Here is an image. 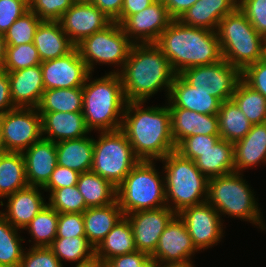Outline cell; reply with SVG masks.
<instances>
[{
    "mask_svg": "<svg viewBox=\"0 0 266 267\" xmlns=\"http://www.w3.org/2000/svg\"><path fill=\"white\" fill-rule=\"evenodd\" d=\"M48 200L58 213H83L88 208L77 185L53 190Z\"/></svg>",
    "mask_w": 266,
    "mask_h": 267,
    "instance_id": "obj_41",
    "label": "cell"
},
{
    "mask_svg": "<svg viewBox=\"0 0 266 267\" xmlns=\"http://www.w3.org/2000/svg\"><path fill=\"white\" fill-rule=\"evenodd\" d=\"M49 248L63 262L83 264L95 258V248L88 242L86 236L55 238ZM63 261V262H62Z\"/></svg>",
    "mask_w": 266,
    "mask_h": 267,
    "instance_id": "obj_37",
    "label": "cell"
},
{
    "mask_svg": "<svg viewBox=\"0 0 266 267\" xmlns=\"http://www.w3.org/2000/svg\"><path fill=\"white\" fill-rule=\"evenodd\" d=\"M2 139L7 152L23 153L42 138L37 108L16 107L0 116Z\"/></svg>",
    "mask_w": 266,
    "mask_h": 267,
    "instance_id": "obj_12",
    "label": "cell"
},
{
    "mask_svg": "<svg viewBox=\"0 0 266 267\" xmlns=\"http://www.w3.org/2000/svg\"><path fill=\"white\" fill-rule=\"evenodd\" d=\"M59 213L48 204L25 226L31 239L32 247H49L56 238Z\"/></svg>",
    "mask_w": 266,
    "mask_h": 267,
    "instance_id": "obj_38",
    "label": "cell"
},
{
    "mask_svg": "<svg viewBox=\"0 0 266 267\" xmlns=\"http://www.w3.org/2000/svg\"><path fill=\"white\" fill-rule=\"evenodd\" d=\"M169 110L171 134L176 146L189 136H220L218 115L201 114L178 107H169Z\"/></svg>",
    "mask_w": 266,
    "mask_h": 267,
    "instance_id": "obj_21",
    "label": "cell"
},
{
    "mask_svg": "<svg viewBox=\"0 0 266 267\" xmlns=\"http://www.w3.org/2000/svg\"><path fill=\"white\" fill-rule=\"evenodd\" d=\"M7 72L14 106L37 108L45 91L40 65Z\"/></svg>",
    "mask_w": 266,
    "mask_h": 267,
    "instance_id": "obj_20",
    "label": "cell"
},
{
    "mask_svg": "<svg viewBox=\"0 0 266 267\" xmlns=\"http://www.w3.org/2000/svg\"><path fill=\"white\" fill-rule=\"evenodd\" d=\"M40 188V189H39ZM41 187L28 186L7 196L6 209L0 213L15 228L23 229L48 204L42 197Z\"/></svg>",
    "mask_w": 266,
    "mask_h": 267,
    "instance_id": "obj_22",
    "label": "cell"
},
{
    "mask_svg": "<svg viewBox=\"0 0 266 267\" xmlns=\"http://www.w3.org/2000/svg\"><path fill=\"white\" fill-rule=\"evenodd\" d=\"M39 114L41 115L42 137L54 143L81 138L91 133L86 126L82 112Z\"/></svg>",
    "mask_w": 266,
    "mask_h": 267,
    "instance_id": "obj_25",
    "label": "cell"
},
{
    "mask_svg": "<svg viewBox=\"0 0 266 267\" xmlns=\"http://www.w3.org/2000/svg\"><path fill=\"white\" fill-rule=\"evenodd\" d=\"M241 79L266 98V58L246 66Z\"/></svg>",
    "mask_w": 266,
    "mask_h": 267,
    "instance_id": "obj_49",
    "label": "cell"
},
{
    "mask_svg": "<svg viewBox=\"0 0 266 267\" xmlns=\"http://www.w3.org/2000/svg\"><path fill=\"white\" fill-rule=\"evenodd\" d=\"M15 108L11 100L8 72L0 70V116Z\"/></svg>",
    "mask_w": 266,
    "mask_h": 267,
    "instance_id": "obj_52",
    "label": "cell"
},
{
    "mask_svg": "<svg viewBox=\"0 0 266 267\" xmlns=\"http://www.w3.org/2000/svg\"><path fill=\"white\" fill-rule=\"evenodd\" d=\"M88 76L83 90V116L90 131H114L121 129L127 100L118 73L105 74L101 78Z\"/></svg>",
    "mask_w": 266,
    "mask_h": 267,
    "instance_id": "obj_4",
    "label": "cell"
},
{
    "mask_svg": "<svg viewBox=\"0 0 266 267\" xmlns=\"http://www.w3.org/2000/svg\"><path fill=\"white\" fill-rule=\"evenodd\" d=\"M22 154L28 185L43 188L58 165L56 143L42 137Z\"/></svg>",
    "mask_w": 266,
    "mask_h": 267,
    "instance_id": "obj_19",
    "label": "cell"
},
{
    "mask_svg": "<svg viewBox=\"0 0 266 267\" xmlns=\"http://www.w3.org/2000/svg\"><path fill=\"white\" fill-rule=\"evenodd\" d=\"M133 44L122 26L112 22L105 29L84 38L75 47L91 73L94 72L95 63L121 67L108 72L119 73L128 59Z\"/></svg>",
    "mask_w": 266,
    "mask_h": 267,
    "instance_id": "obj_10",
    "label": "cell"
},
{
    "mask_svg": "<svg viewBox=\"0 0 266 267\" xmlns=\"http://www.w3.org/2000/svg\"><path fill=\"white\" fill-rule=\"evenodd\" d=\"M217 115L220 137L231 143L243 139L253 126L232 99L220 104Z\"/></svg>",
    "mask_w": 266,
    "mask_h": 267,
    "instance_id": "obj_34",
    "label": "cell"
},
{
    "mask_svg": "<svg viewBox=\"0 0 266 267\" xmlns=\"http://www.w3.org/2000/svg\"><path fill=\"white\" fill-rule=\"evenodd\" d=\"M37 109L39 113L82 112V87L45 90Z\"/></svg>",
    "mask_w": 266,
    "mask_h": 267,
    "instance_id": "obj_35",
    "label": "cell"
},
{
    "mask_svg": "<svg viewBox=\"0 0 266 267\" xmlns=\"http://www.w3.org/2000/svg\"><path fill=\"white\" fill-rule=\"evenodd\" d=\"M144 104L127 102L121 130L140 160L159 161L176 149L169 106L143 108Z\"/></svg>",
    "mask_w": 266,
    "mask_h": 267,
    "instance_id": "obj_1",
    "label": "cell"
},
{
    "mask_svg": "<svg viewBox=\"0 0 266 267\" xmlns=\"http://www.w3.org/2000/svg\"><path fill=\"white\" fill-rule=\"evenodd\" d=\"M26 249L20 267H64L49 247Z\"/></svg>",
    "mask_w": 266,
    "mask_h": 267,
    "instance_id": "obj_46",
    "label": "cell"
},
{
    "mask_svg": "<svg viewBox=\"0 0 266 267\" xmlns=\"http://www.w3.org/2000/svg\"><path fill=\"white\" fill-rule=\"evenodd\" d=\"M18 231L0 213V266H17L21 264L24 250L21 242L24 241Z\"/></svg>",
    "mask_w": 266,
    "mask_h": 267,
    "instance_id": "obj_39",
    "label": "cell"
},
{
    "mask_svg": "<svg viewBox=\"0 0 266 267\" xmlns=\"http://www.w3.org/2000/svg\"><path fill=\"white\" fill-rule=\"evenodd\" d=\"M7 152L2 139V129L0 125V154Z\"/></svg>",
    "mask_w": 266,
    "mask_h": 267,
    "instance_id": "obj_60",
    "label": "cell"
},
{
    "mask_svg": "<svg viewBox=\"0 0 266 267\" xmlns=\"http://www.w3.org/2000/svg\"><path fill=\"white\" fill-rule=\"evenodd\" d=\"M239 0H197L177 20L184 25L216 31L219 22L238 8Z\"/></svg>",
    "mask_w": 266,
    "mask_h": 267,
    "instance_id": "obj_24",
    "label": "cell"
},
{
    "mask_svg": "<svg viewBox=\"0 0 266 267\" xmlns=\"http://www.w3.org/2000/svg\"><path fill=\"white\" fill-rule=\"evenodd\" d=\"M242 174L233 172L210 178L206 202L212 205L221 216L238 217L265 230L266 226L263 223L257 199L254 197V191Z\"/></svg>",
    "mask_w": 266,
    "mask_h": 267,
    "instance_id": "obj_7",
    "label": "cell"
},
{
    "mask_svg": "<svg viewBox=\"0 0 266 267\" xmlns=\"http://www.w3.org/2000/svg\"><path fill=\"white\" fill-rule=\"evenodd\" d=\"M155 44L176 74L223 59L216 31L184 25L178 20H172Z\"/></svg>",
    "mask_w": 266,
    "mask_h": 267,
    "instance_id": "obj_3",
    "label": "cell"
},
{
    "mask_svg": "<svg viewBox=\"0 0 266 267\" xmlns=\"http://www.w3.org/2000/svg\"><path fill=\"white\" fill-rule=\"evenodd\" d=\"M127 102H146L161 89L166 97L176 76L169 60L155 43L133 44L118 73Z\"/></svg>",
    "mask_w": 266,
    "mask_h": 267,
    "instance_id": "obj_2",
    "label": "cell"
},
{
    "mask_svg": "<svg viewBox=\"0 0 266 267\" xmlns=\"http://www.w3.org/2000/svg\"><path fill=\"white\" fill-rule=\"evenodd\" d=\"M149 256L146 253L136 250L135 252L119 255L109 259L104 267H138Z\"/></svg>",
    "mask_w": 266,
    "mask_h": 267,
    "instance_id": "obj_51",
    "label": "cell"
},
{
    "mask_svg": "<svg viewBox=\"0 0 266 267\" xmlns=\"http://www.w3.org/2000/svg\"><path fill=\"white\" fill-rule=\"evenodd\" d=\"M179 75L196 90L207 92L221 103L232 99L241 80V70L225 59L210 65L188 68Z\"/></svg>",
    "mask_w": 266,
    "mask_h": 267,
    "instance_id": "obj_11",
    "label": "cell"
},
{
    "mask_svg": "<svg viewBox=\"0 0 266 267\" xmlns=\"http://www.w3.org/2000/svg\"><path fill=\"white\" fill-rule=\"evenodd\" d=\"M99 134L94 139L91 171L117 187L140 159L121 129Z\"/></svg>",
    "mask_w": 266,
    "mask_h": 267,
    "instance_id": "obj_9",
    "label": "cell"
},
{
    "mask_svg": "<svg viewBox=\"0 0 266 267\" xmlns=\"http://www.w3.org/2000/svg\"><path fill=\"white\" fill-rule=\"evenodd\" d=\"M156 0H124L120 16L114 21L122 24L129 16L149 7Z\"/></svg>",
    "mask_w": 266,
    "mask_h": 267,
    "instance_id": "obj_53",
    "label": "cell"
},
{
    "mask_svg": "<svg viewBox=\"0 0 266 267\" xmlns=\"http://www.w3.org/2000/svg\"><path fill=\"white\" fill-rule=\"evenodd\" d=\"M44 89L83 87L91 74L75 47L67 55L40 64Z\"/></svg>",
    "mask_w": 266,
    "mask_h": 267,
    "instance_id": "obj_14",
    "label": "cell"
},
{
    "mask_svg": "<svg viewBox=\"0 0 266 267\" xmlns=\"http://www.w3.org/2000/svg\"><path fill=\"white\" fill-rule=\"evenodd\" d=\"M6 41L4 39V34L0 33V70L3 69L6 55Z\"/></svg>",
    "mask_w": 266,
    "mask_h": 267,
    "instance_id": "obj_56",
    "label": "cell"
},
{
    "mask_svg": "<svg viewBox=\"0 0 266 267\" xmlns=\"http://www.w3.org/2000/svg\"><path fill=\"white\" fill-rule=\"evenodd\" d=\"M40 64L41 59L33 43L6 46L5 62L2 70L18 71Z\"/></svg>",
    "mask_w": 266,
    "mask_h": 267,
    "instance_id": "obj_42",
    "label": "cell"
},
{
    "mask_svg": "<svg viewBox=\"0 0 266 267\" xmlns=\"http://www.w3.org/2000/svg\"><path fill=\"white\" fill-rule=\"evenodd\" d=\"M191 263H185V264H168V265H163L160 267H195V265Z\"/></svg>",
    "mask_w": 266,
    "mask_h": 267,
    "instance_id": "obj_59",
    "label": "cell"
},
{
    "mask_svg": "<svg viewBox=\"0 0 266 267\" xmlns=\"http://www.w3.org/2000/svg\"><path fill=\"white\" fill-rule=\"evenodd\" d=\"M238 7L256 31L266 39V0H239Z\"/></svg>",
    "mask_w": 266,
    "mask_h": 267,
    "instance_id": "obj_45",
    "label": "cell"
},
{
    "mask_svg": "<svg viewBox=\"0 0 266 267\" xmlns=\"http://www.w3.org/2000/svg\"><path fill=\"white\" fill-rule=\"evenodd\" d=\"M232 100L252 125L266 123V98L242 79L236 86Z\"/></svg>",
    "mask_w": 266,
    "mask_h": 267,
    "instance_id": "obj_36",
    "label": "cell"
},
{
    "mask_svg": "<svg viewBox=\"0 0 266 267\" xmlns=\"http://www.w3.org/2000/svg\"><path fill=\"white\" fill-rule=\"evenodd\" d=\"M94 138L84 136L56 142L58 165L79 173L91 171Z\"/></svg>",
    "mask_w": 266,
    "mask_h": 267,
    "instance_id": "obj_29",
    "label": "cell"
},
{
    "mask_svg": "<svg viewBox=\"0 0 266 267\" xmlns=\"http://www.w3.org/2000/svg\"><path fill=\"white\" fill-rule=\"evenodd\" d=\"M168 106L188 109L201 114L217 115L221 102L207 92L196 90L176 74L168 94Z\"/></svg>",
    "mask_w": 266,
    "mask_h": 267,
    "instance_id": "obj_23",
    "label": "cell"
},
{
    "mask_svg": "<svg viewBox=\"0 0 266 267\" xmlns=\"http://www.w3.org/2000/svg\"><path fill=\"white\" fill-rule=\"evenodd\" d=\"M172 20L162 0H156L149 7L129 16L121 26L134 44L156 43Z\"/></svg>",
    "mask_w": 266,
    "mask_h": 267,
    "instance_id": "obj_17",
    "label": "cell"
},
{
    "mask_svg": "<svg viewBox=\"0 0 266 267\" xmlns=\"http://www.w3.org/2000/svg\"><path fill=\"white\" fill-rule=\"evenodd\" d=\"M198 250L193 245L185 222L177 214L159 237L155 252L151 255L160 266L193 262L191 256Z\"/></svg>",
    "mask_w": 266,
    "mask_h": 267,
    "instance_id": "obj_16",
    "label": "cell"
},
{
    "mask_svg": "<svg viewBox=\"0 0 266 267\" xmlns=\"http://www.w3.org/2000/svg\"><path fill=\"white\" fill-rule=\"evenodd\" d=\"M113 22L120 16L124 0H91Z\"/></svg>",
    "mask_w": 266,
    "mask_h": 267,
    "instance_id": "obj_54",
    "label": "cell"
},
{
    "mask_svg": "<svg viewBox=\"0 0 266 267\" xmlns=\"http://www.w3.org/2000/svg\"><path fill=\"white\" fill-rule=\"evenodd\" d=\"M85 236L83 213H59L56 238Z\"/></svg>",
    "mask_w": 266,
    "mask_h": 267,
    "instance_id": "obj_48",
    "label": "cell"
},
{
    "mask_svg": "<svg viewBox=\"0 0 266 267\" xmlns=\"http://www.w3.org/2000/svg\"><path fill=\"white\" fill-rule=\"evenodd\" d=\"M75 267H104L98 259L94 258L93 260L83 263V264H76Z\"/></svg>",
    "mask_w": 266,
    "mask_h": 267,
    "instance_id": "obj_57",
    "label": "cell"
},
{
    "mask_svg": "<svg viewBox=\"0 0 266 267\" xmlns=\"http://www.w3.org/2000/svg\"><path fill=\"white\" fill-rule=\"evenodd\" d=\"M220 136L194 135L183 139L177 146L175 151L184 158L194 161L201 153L212 148L220 139Z\"/></svg>",
    "mask_w": 266,
    "mask_h": 267,
    "instance_id": "obj_44",
    "label": "cell"
},
{
    "mask_svg": "<svg viewBox=\"0 0 266 267\" xmlns=\"http://www.w3.org/2000/svg\"><path fill=\"white\" fill-rule=\"evenodd\" d=\"M75 2H90L91 0H74Z\"/></svg>",
    "mask_w": 266,
    "mask_h": 267,
    "instance_id": "obj_61",
    "label": "cell"
},
{
    "mask_svg": "<svg viewBox=\"0 0 266 267\" xmlns=\"http://www.w3.org/2000/svg\"><path fill=\"white\" fill-rule=\"evenodd\" d=\"M42 20L33 12L27 11L4 33L7 46L33 43L35 31Z\"/></svg>",
    "mask_w": 266,
    "mask_h": 267,
    "instance_id": "obj_40",
    "label": "cell"
},
{
    "mask_svg": "<svg viewBox=\"0 0 266 267\" xmlns=\"http://www.w3.org/2000/svg\"><path fill=\"white\" fill-rule=\"evenodd\" d=\"M216 32L223 59L241 71L265 58L266 39L239 7L219 22Z\"/></svg>",
    "mask_w": 266,
    "mask_h": 267,
    "instance_id": "obj_6",
    "label": "cell"
},
{
    "mask_svg": "<svg viewBox=\"0 0 266 267\" xmlns=\"http://www.w3.org/2000/svg\"><path fill=\"white\" fill-rule=\"evenodd\" d=\"M77 187L87 207H103L116 201V187L92 171L80 173Z\"/></svg>",
    "mask_w": 266,
    "mask_h": 267,
    "instance_id": "obj_33",
    "label": "cell"
},
{
    "mask_svg": "<svg viewBox=\"0 0 266 267\" xmlns=\"http://www.w3.org/2000/svg\"><path fill=\"white\" fill-rule=\"evenodd\" d=\"M79 175L80 173L75 170L57 165L48 183L42 189L45 192L49 191L51 193L55 189L75 186L77 185Z\"/></svg>",
    "mask_w": 266,
    "mask_h": 267,
    "instance_id": "obj_50",
    "label": "cell"
},
{
    "mask_svg": "<svg viewBox=\"0 0 266 267\" xmlns=\"http://www.w3.org/2000/svg\"><path fill=\"white\" fill-rule=\"evenodd\" d=\"M137 250L129 220L123 216L95 248V258L102 264L109 259Z\"/></svg>",
    "mask_w": 266,
    "mask_h": 267,
    "instance_id": "obj_30",
    "label": "cell"
},
{
    "mask_svg": "<svg viewBox=\"0 0 266 267\" xmlns=\"http://www.w3.org/2000/svg\"><path fill=\"white\" fill-rule=\"evenodd\" d=\"M33 44L38 50L41 62L63 57L75 48L59 21L49 20L40 22L35 31Z\"/></svg>",
    "mask_w": 266,
    "mask_h": 267,
    "instance_id": "obj_26",
    "label": "cell"
},
{
    "mask_svg": "<svg viewBox=\"0 0 266 267\" xmlns=\"http://www.w3.org/2000/svg\"><path fill=\"white\" fill-rule=\"evenodd\" d=\"M28 186L23 154L20 152L0 154V206H5L2 198Z\"/></svg>",
    "mask_w": 266,
    "mask_h": 267,
    "instance_id": "obj_32",
    "label": "cell"
},
{
    "mask_svg": "<svg viewBox=\"0 0 266 267\" xmlns=\"http://www.w3.org/2000/svg\"><path fill=\"white\" fill-rule=\"evenodd\" d=\"M197 0H162L173 20L183 15Z\"/></svg>",
    "mask_w": 266,
    "mask_h": 267,
    "instance_id": "obj_55",
    "label": "cell"
},
{
    "mask_svg": "<svg viewBox=\"0 0 266 267\" xmlns=\"http://www.w3.org/2000/svg\"><path fill=\"white\" fill-rule=\"evenodd\" d=\"M194 162L208 179L233 173L235 172L234 143L220 138L212 148L201 153Z\"/></svg>",
    "mask_w": 266,
    "mask_h": 267,
    "instance_id": "obj_31",
    "label": "cell"
},
{
    "mask_svg": "<svg viewBox=\"0 0 266 267\" xmlns=\"http://www.w3.org/2000/svg\"><path fill=\"white\" fill-rule=\"evenodd\" d=\"M0 267H20V265H17V266H0Z\"/></svg>",
    "mask_w": 266,
    "mask_h": 267,
    "instance_id": "obj_62",
    "label": "cell"
},
{
    "mask_svg": "<svg viewBox=\"0 0 266 267\" xmlns=\"http://www.w3.org/2000/svg\"><path fill=\"white\" fill-rule=\"evenodd\" d=\"M176 215L167 206L125 215L131 225L137 250L151 256L158 245L159 237Z\"/></svg>",
    "mask_w": 266,
    "mask_h": 267,
    "instance_id": "obj_15",
    "label": "cell"
},
{
    "mask_svg": "<svg viewBox=\"0 0 266 267\" xmlns=\"http://www.w3.org/2000/svg\"><path fill=\"white\" fill-rule=\"evenodd\" d=\"M138 267H160V264L151 256H149L142 264Z\"/></svg>",
    "mask_w": 266,
    "mask_h": 267,
    "instance_id": "obj_58",
    "label": "cell"
},
{
    "mask_svg": "<svg viewBox=\"0 0 266 267\" xmlns=\"http://www.w3.org/2000/svg\"><path fill=\"white\" fill-rule=\"evenodd\" d=\"M153 162L140 160L116 187V200L124 216L167 206L164 176L160 177Z\"/></svg>",
    "mask_w": 266,
    "mask_h": 267,
    "instance_id": "obj_8",
    "label": "cell"
},
{
    "mask_svg": "<svg viewBox=\"0 0 266 267\" xmlns=\"http://www.w3.org/2000/svg\"><path fill=\"white\" fill-rule=\"evenodd\" d=\"M178 215L185 222L192 243L198 251L212 248L224 236L223 219L207 202L187 207Z\"/></svg>",
    "mask_w": 266,
    "mask_h": 267,
    "instance_id": "obj_13",
    "label": "cell"
},
{
    "mask_svg": "<svg viewBox=\"0 0 266 267\" xmlns=\"http://www.w3.org/2000/svg\"><path fill=\"white\" fill-rule=\"evenodd\" d=\"M123 216L117 200L103 207H88L83 212L85 236L88 242L96 248Z\"/></svg>",
    "mask_w": 266,
    "mask_h": 267,
    "instance_id": "obj_28",
    "label": "cell"
},
{
    "mask_svg": "<svg viewBox=\"0 0 266 267\" xmlns=\"http://www.w3.org/2000/svg\"><path fill=\"white\" fill-rule=\"evenodd\" d=\"M29 11L41 20L58 21L75 3L74 0H28Z\"/></svg>",
    "mask_w": 266,
    "mask_h": 267,
    "instance_id": "obj_43",
    "label": "cell"
},
{
    "mask_svg": "<svg viewBox=\"0 0 266 267\" xmlns=\"http://www.w3.org/2000/svg\"><path fill=\"white\" fill-rule=\"evenodd\" d=\"M58 21L75 46L113 22L91 2H75Z\"/></svg>",
    "mask_w": 266,
    "mask_h": 267,
    "instance_id": "obj_18",
    "label": "cell"
},
{
    "mask_svg": "<svg viewBox=\"0 0 266 267\" xmlns=\"http://www.w3.org/2000/svg\"><path fill=\"white\" fill-rule=\"evenodd\" d=\"M161 160L164 162L167 207L179 214L187 207L206 202L209 179L197 168L194 161L184 158L176 151L170 152L159 161Z\"/></svg>",
    "mask_w": 266,
    "mask_h": 267,
    "instance_id": "obj_5",
    "label": "cell"
},
{
    "mask_svg": "<svg viewBox=\"0 0 266 267\" xmlns=\"http://www.w3.org/2000/svg\"><path fill=\"white\" fill-rule=\"evenodd\" d=\"M27 11L28 0H0V33L4 34Z\"/></svg>",
    "mask_w": 266,
    "mask_h": 267,
    "instance_id": "obj_47",
    "label": "cell"
},
{
    "mask_svg": "<svg viewBox=\"0 0 266 267\" xmlns=\"http://www.w3.org/2000/svg\"><path fill=\"white\" fill-rule=\"evenodd\" d=\"M266 163V123L253 125L249 133L234 143L235 172Z\"/></svg>",
    "mask_w": 266,
    "mask_h": 267,
    "instance_id": "obj_27",
    "label": "cell"
}]
</instances>
